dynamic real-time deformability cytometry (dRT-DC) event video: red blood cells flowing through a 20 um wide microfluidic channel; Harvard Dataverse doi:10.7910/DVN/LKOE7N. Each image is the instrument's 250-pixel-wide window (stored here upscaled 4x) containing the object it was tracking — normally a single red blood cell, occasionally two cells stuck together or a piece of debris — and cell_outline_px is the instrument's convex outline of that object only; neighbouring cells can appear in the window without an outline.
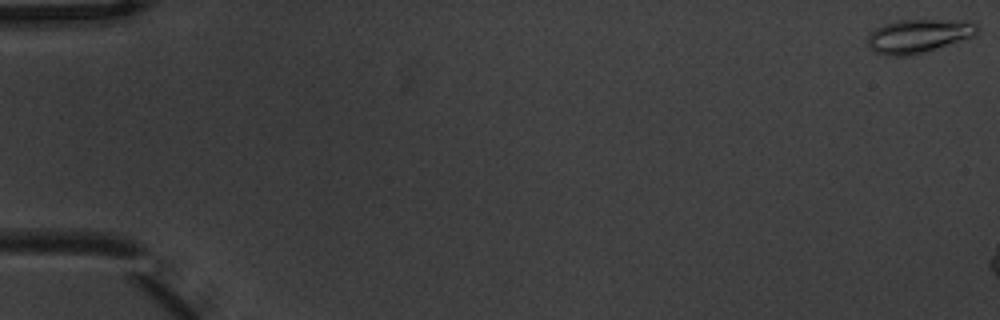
{"species": "common noctule bat (a hibernating species)", "species_latin": "Nyctalus noctula", "temperature_condition": "warm", "stored_images_in_passage": 3, "camera_frame_rate_fps": 3000, "um_per_image_px": 0.085, "animal": {"sex": "male", "body_mass_g": 20.1, "forearm_length_mm": 53.5}, "frame": {"image": 1, "passage_image": 1, "time_ms": 0.0, "image_size_px": [1000, 320], "cell_outline_px": [[980, 28], [972, 36], [908, 56], [884, 56], [868, 48], [868, 36], [876, 28], [884, 24], [896, 20], [972, 20]], "centroid_in_image_um": [78.03, 3.04], "position_along_channel_um": 7.0, "area_um2": 21.21}}